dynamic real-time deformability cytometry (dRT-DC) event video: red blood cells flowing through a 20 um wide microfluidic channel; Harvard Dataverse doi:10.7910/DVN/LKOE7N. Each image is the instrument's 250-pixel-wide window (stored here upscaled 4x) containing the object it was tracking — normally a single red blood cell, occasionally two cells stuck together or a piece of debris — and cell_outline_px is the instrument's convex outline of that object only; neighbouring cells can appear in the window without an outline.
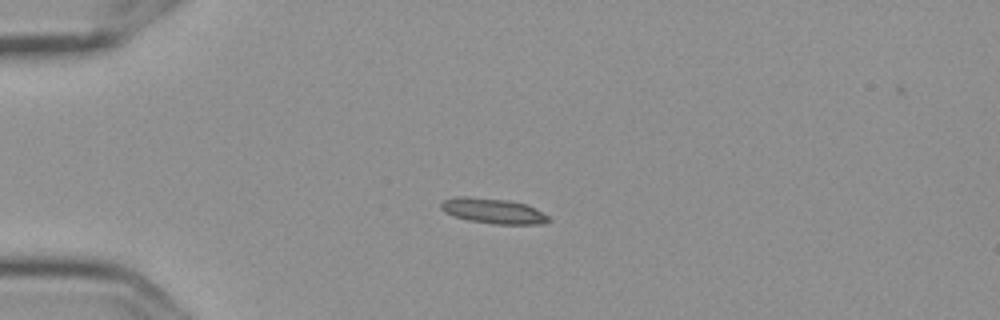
{"species": "Egyptian fruit bat (a non-hibernating species)", "species_latin": "Rousettus aegyptiacus", "temperature_condition": "cold", "stored_images_in_passage": 6, "camera_frame_rate_fps": 3000, "um_per_image_px": 0.085, "frame": {"image": 1, "passage_image": 4, "time_ms": 1.0, "image_size_px": [1000, 320], "cell_outline_px": [[552, 220], [544, 224], [496, 224], [468, 220], [444, 212], [440, 208], [440, 204], [444, 200], [456, 196], [468, 196], [508, 200], [524, 204], [548, 216]], "centroid_in_image_um": [41.89, 17.93], "position_along_channel_um": 43.1, "area_um2": 15.66}}